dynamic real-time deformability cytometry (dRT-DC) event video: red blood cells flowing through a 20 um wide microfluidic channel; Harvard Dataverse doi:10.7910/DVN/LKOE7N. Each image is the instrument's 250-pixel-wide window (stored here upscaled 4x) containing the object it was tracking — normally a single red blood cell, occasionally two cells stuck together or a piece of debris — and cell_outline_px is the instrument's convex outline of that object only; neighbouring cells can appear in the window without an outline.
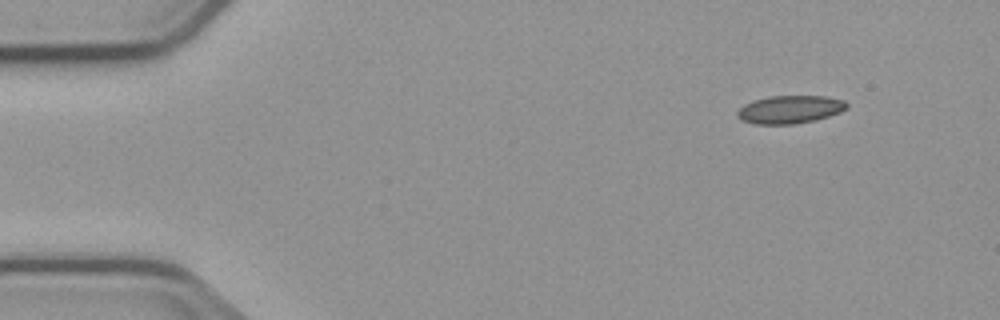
{"species": "common noctule bat (a hibernating species)", "species_latin": "Nyctalus noctula", "temperature_condition": "cold", "stored_images_in_passage": 4, "segment_of_instrument_passage": [2, 2], "camera_frame_rate_fps": 3000, "um_per_image_px": 0.085, "animal": {"sex": "male", "body_mass_g": 23.1, "forearm_length_mm": 52.7}, "frame": {"image": 1, "passage_image": 4, "time_ms": 4.333, "image_size_px": [1000, 320], "cell_outline_px": [[848, 108], [840, 112], [816, 120], [792, 124], [756, 124], [744, 120], [736, 116], [736, 112], [744, 104], [752, 100], [768, 96], [824, 96], [844, 100], [848, 104]], "centroid_in_image_um": [67.14, 9.29], "position_along_channel_um": 17.9, "area_um2": 17.86}}